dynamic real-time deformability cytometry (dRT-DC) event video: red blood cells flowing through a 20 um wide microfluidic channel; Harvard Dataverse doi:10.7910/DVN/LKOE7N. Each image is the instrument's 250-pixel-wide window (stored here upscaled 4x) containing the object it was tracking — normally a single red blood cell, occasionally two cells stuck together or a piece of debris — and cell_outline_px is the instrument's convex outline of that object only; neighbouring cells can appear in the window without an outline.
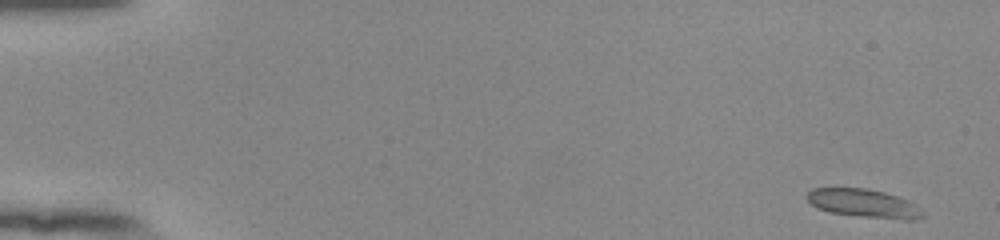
{"species": "human", "species_latin": "Homo sapiens", "temperature_condition": "room temperature", "stored_images_in_passage": 52, "camera_frame_rate_fps": 3000, "um_per_image_px": 0.085, "donor": {"sex": "female"}, "frame": {"image": 1, "passage_image": 1, "time_ms": 0.0, "image_size_px": [1000, 240], "cell_outline_px": [[924, 216], [916, 220], [904, 220], [860, 216], [828, 212], [816, 208], [804, 196], [812, 188], [864, 188], [884, 192], [908, 200], [924, 212]], "centroid_in_image_um": [73.4, 17.29], "position_along_channel_um": 11.6, "area_um2": 19.19}}
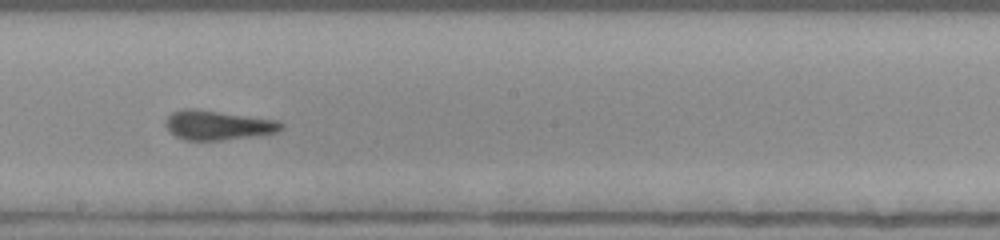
{"frame": {"image": 2, "passage_image": 30, "time_ms": 9.667, "image_size_px": [1000, 240], "cell_outline_px": [[284, 128], [276, 132], [252, 136], [220, 140], [184, 140], [168, 132], [164, 124], [164, 120], [172, 112], [184, 108], [192, 108], [280, 120], [284, 124]], "centroid_in_image_um": [18.48, 10.63], "position_along_channel_um": 229.7, "area_um2": 20.0}}
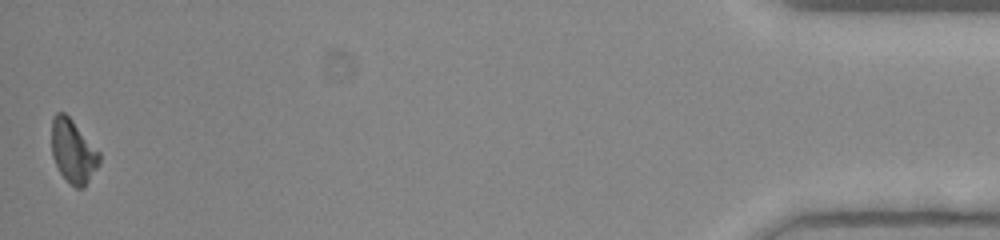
{"frame": {"image": 3, "passage_image": 52, "time_ms": 17.0, "image_size_px": [1000, 240], "cell_outline_px": [[100, 164], [84, 188], [76, 188], [60, 172], [52, 156], [52, 116], [56, 112], [64, 112], [72, 120], [100, 152]], "centroid_in_image_um": [6.22, 12.85], "position_along_channel_um": 429.0, "area_um2": 17.51}}